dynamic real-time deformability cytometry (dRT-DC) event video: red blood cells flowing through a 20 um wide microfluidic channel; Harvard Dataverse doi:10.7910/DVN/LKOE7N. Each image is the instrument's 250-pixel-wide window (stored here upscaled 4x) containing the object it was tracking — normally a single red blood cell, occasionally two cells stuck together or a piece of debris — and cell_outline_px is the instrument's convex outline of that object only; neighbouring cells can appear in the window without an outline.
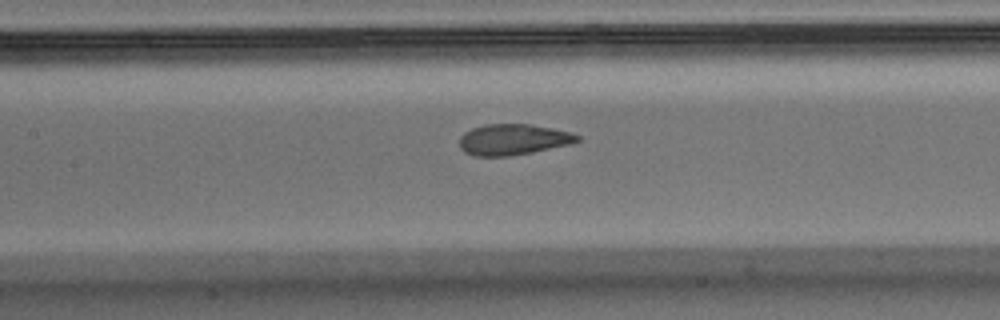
{"species": "Egyptian fruit bat (a non-hibernating species)", "species_latin": "Rousettus aegyptiacus", "temperature_condition": "warm", "stored_images_in_passage": 40, "camera_frame_rate_fps": 3000, "um_per_image_px": 0.085, "animal": {"sex": "male"}, "frame": {"image": 1, "passage_image": 21, "time_ms": 6.667, "image_size_px": [1000, 320], "cell_outline_px": [[580, 140], [572, 144], [532, 152], [508, 156], [472, 156], [464, 152], [460, 148], [460, 136], [464, 132], [472, 128], [484, 124], [528, 124], [552, 128], [572, 132], [580, 136]], "centroid_in_image_um": [43.61, 11.86], "position_along_channel_um": 163.8, "area_um2": 21.39}}
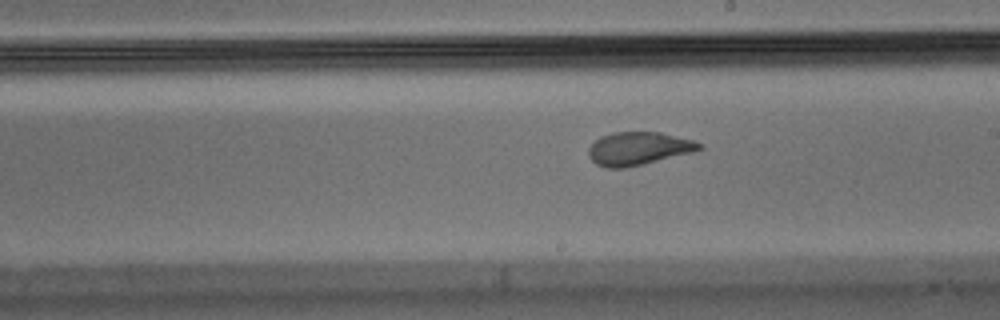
{"frame": {"image": 2, "passage_image": 27, "time_ms": 8.667, "image_size_px": [1000, 320], "cell_outline_px": [[704, 148], [696, 152], [644, 164], [624, 168], [604, 168], [596, 164], [588, 156], [588, 148], [600, 136], [612, 132], [660, 132], [692, 140], [704, 144]], "centroid_in_image_um": [54.29, 12.63], "position_along_channel_um": 234.7, "area_um2": 21.68}}
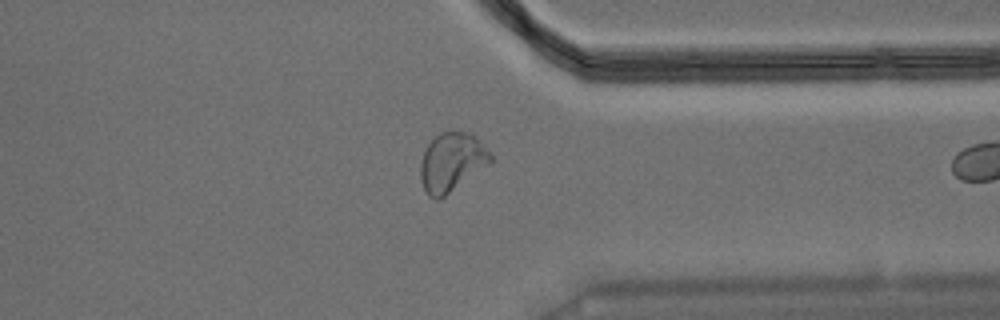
{"frame": {"image": 3, "passage_image": 39, "time_ms": 12.667, "image_size_px": [1000, 320], "cell_outline_px": [[492, 160], [488, 164], [444, 196], [436, 200], [428, 196], [420, 180], [420, 164], [424, 152], [428, 144], [440, 132], [452, 128], [468, 132], [484, 144], [492, 156]], "centroid_in_image_um": [38.37, 13.73], "position_along_channel_um": 373.0, "area_um2": 23.93}}